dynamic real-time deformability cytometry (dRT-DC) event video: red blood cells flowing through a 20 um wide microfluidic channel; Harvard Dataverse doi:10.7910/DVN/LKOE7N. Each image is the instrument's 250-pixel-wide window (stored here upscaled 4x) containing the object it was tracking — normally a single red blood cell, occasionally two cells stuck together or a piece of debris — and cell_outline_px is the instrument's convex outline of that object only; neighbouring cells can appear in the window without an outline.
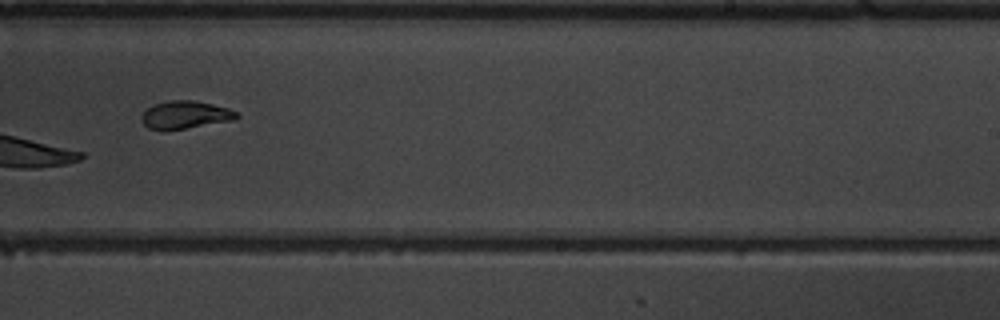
{"species": "common noctule bat (a hibernating species)", "species_latin": "Nyctalus noctula", "temperature_condition": "warm", "stored_images_in_passage": 7, "camera_frame_rate_fps": 3000, "um_per_image_px": 0.085, "animal": {"sex": "male", "body_mass_g": 19.5, "forearm_length_mm": 54.6}, "frame": {"image": 1, "passage_image": 6, "time_ms": 5.667, "image_size_px": [1000, 320], "cell_outline_px": [[240, 116], [236, 120], [168, 132], [160, 132], [148, 128], [140, 120], [140, 116], [152, 104], [168, 100], [196, 100], [228, 108], [236, 112]], "centroid_in_image_um": [15.72, 9.8], "position_along_channel_um": 273.3, "area_um2": 16.13}}
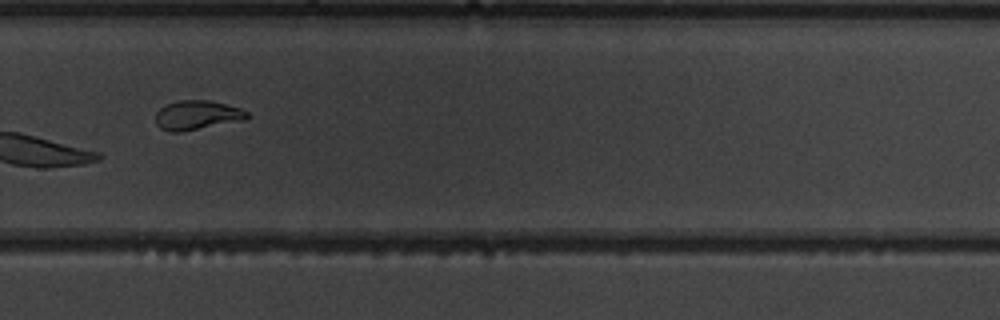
{"frame": {"image": 2, "passage_image": 7, "time_ms": 6.667, "image_size_px": [1000, 320], "cell_outline_px": [[248, 116], [244, 120], [180, 132], [168, 132], [160, 128], [156, 124], [156, 112], [164, 104], [180, 100], [208, 100], [240, 108], [248, 112]], "centroid_in_image_um": [16.7, 9.79], "position_along_channel_um": 313.1, "area_um2": 15.61}}